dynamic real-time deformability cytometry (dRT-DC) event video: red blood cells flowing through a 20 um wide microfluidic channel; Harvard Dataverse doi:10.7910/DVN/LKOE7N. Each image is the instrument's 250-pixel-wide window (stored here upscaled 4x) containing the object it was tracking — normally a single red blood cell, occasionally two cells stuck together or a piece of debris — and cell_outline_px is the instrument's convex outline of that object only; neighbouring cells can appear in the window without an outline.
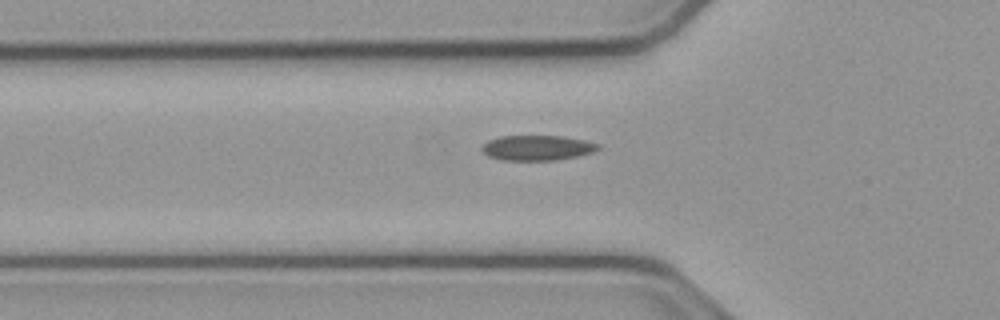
{"species": "common noctule bat (a hibernating species)", "species_latin": "Nyctalus noctula", "temperature_condition": "cold", "stored_images_in_passage": 40, "camera_frame_rate_fps": 3000, "um_per_image_px": 0.085, "animal": {"sex": "male", "body_mass_g": 23.1, "forearm_length_mm": 52.7}, "frame": {"image": 1, "passage_image": 10, "time_ms": 3.0, "image_size_px": [1000, 320], "cell_outline_px": [[600, 148], [592, 152], [576, 156], [556, 160], [500, 160], [488, 156], [480, 148], [488, 140], [500, 136], [560, 136], [584, 140], [600, 144]], "centroid_in_image_um": [45.64, 12.56], "position_along_channel_um": 80.2, "area_um2": 16.94}}
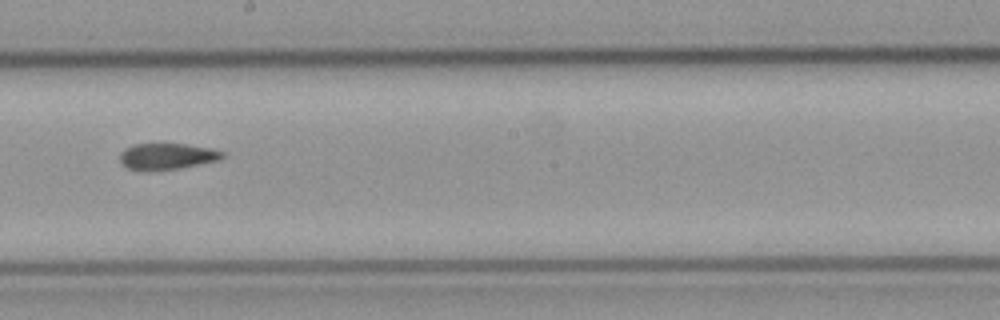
{"frame": {"image": 2, "passage_image": 22, "time_ms": 7.0, "image_size_px": [1000, 320], "cell_outline_px": [[224, 156], [216, 160], [180, 168], [128, 168], [120, 164], [120, 152], [124, 148], [132, 144], [184, 144], [208, 148], [224, 152]], "centroid_in_image_um": [14.15, 13.25], "position_along_channel_um": 234.0, "area_um2": 14.97}}
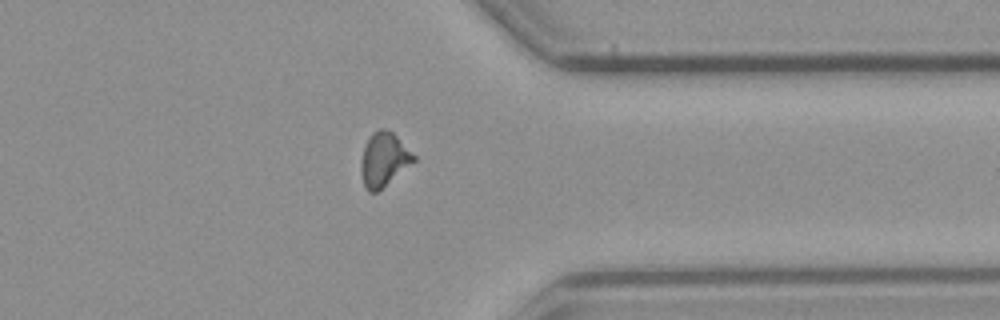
{"frame": {"image": 3, "passage_image": 34, "time_ms": 11.0, "image_size_px": [1000, 320], "cell_outline_px": [[416, 160], [376, 192], [368, 192], [364, 184], [360, 168], [360, 160], [364, 148], [372, 132], [380, 128], [384, 128], [392, 132], [416, 156]], "centroid_in_image_um": [32.61, 13.54], "position_along_channel_um": 378.8, "area_um2": 16.24}, "authors_computed_cell_mechanics": {"area_um2": 16.2707, "velocity_mm_per_s": 3.8058, "shape_relaxation_time_tau1_ms": null, "shape_relaxation_time_tau2_ms": 7.7436, "deformation_change_tau1": null, "deformation_change_tau2": 0.1294}}